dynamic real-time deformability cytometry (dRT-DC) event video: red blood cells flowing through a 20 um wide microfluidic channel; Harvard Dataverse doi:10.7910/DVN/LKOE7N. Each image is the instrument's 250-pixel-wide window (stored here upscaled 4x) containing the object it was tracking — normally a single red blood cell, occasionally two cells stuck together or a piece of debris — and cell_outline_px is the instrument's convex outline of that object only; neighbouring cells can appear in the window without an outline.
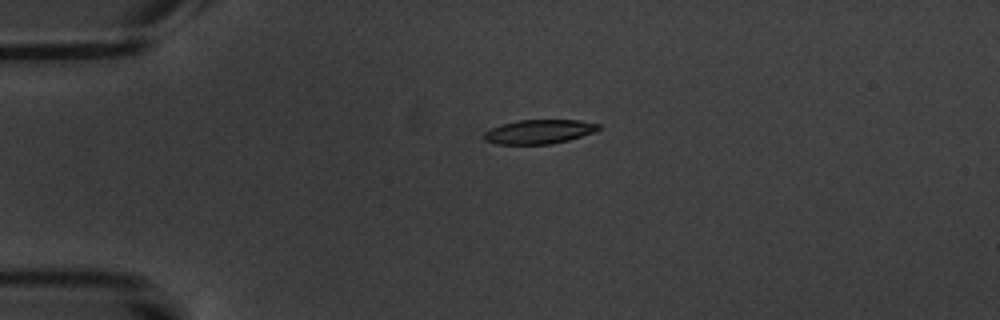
{"species": "common noctule bat (a hibernating species)", "species_latin": "Nyctalus noctula", "temperature_condition": "warm", "stored_images_in_passage": 6, "camera_frame_rate_fps": 3000, "um_per_image_px": 0.085, "animal": {"sex": "male", "body_mass_g": 20.1, "forearm_length_mm": 53.5}, "frame": {"image": 1, "passage_image": 4, "time_ms": 4.667, "image_size_px": [1000, 320], "cell_outline_px": [[600, 128], [592, 132], [568, 140], [548, 144], [496, 144], [484, 140], [484, 132], [492, 128], [504, 124], [520, 120], [580, 120], [600, 124]], "centroid_in_image_um": [45.81, 11.19], "position_along_channel_um": 39.2, "area_um2": 15.84}}
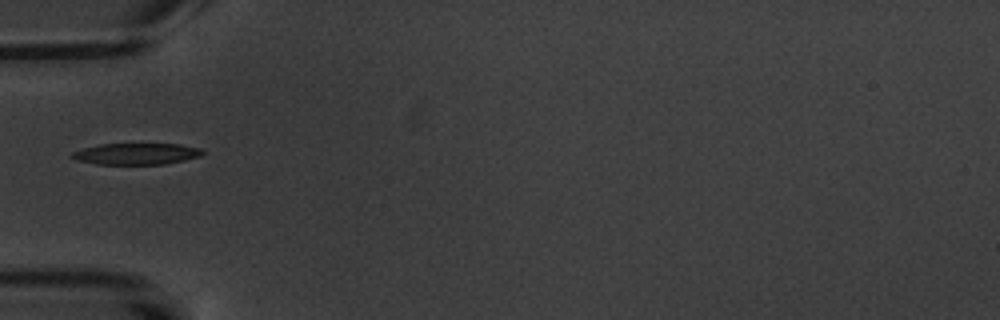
{"frame": {"image": 2, "passage_image": 6, "time_ms": 6.667, "image_size_px": [1000, 320], "cell_outline_px": [[204, 152], [200, 156], [184, 160], [164, 164], [96, 164], [76, 160], [68, 156], [72, 152], [84, 148], [100, 144], [180, 144], [200, 148]], "centroid_in_image_um": [11.56, 13.07], "position_along_channel_um": 73.4, "area_um2": 16.24}}